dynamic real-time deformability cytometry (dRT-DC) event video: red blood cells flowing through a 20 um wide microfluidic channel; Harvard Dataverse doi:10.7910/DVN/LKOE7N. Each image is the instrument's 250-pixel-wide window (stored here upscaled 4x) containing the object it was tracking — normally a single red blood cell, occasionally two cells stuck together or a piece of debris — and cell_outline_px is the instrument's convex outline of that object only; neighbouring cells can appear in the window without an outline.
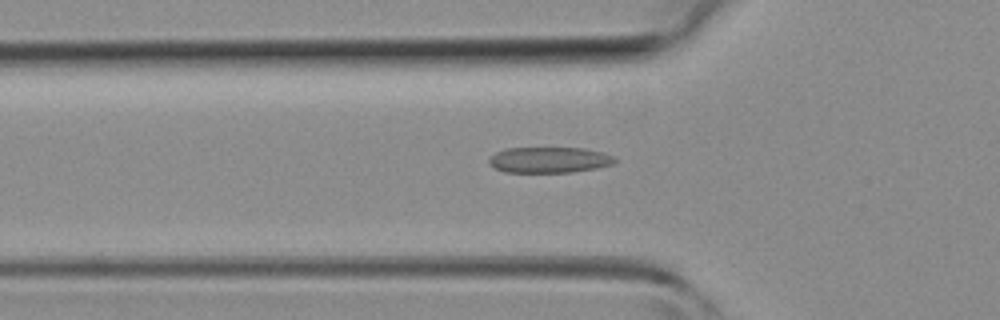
{"species": "common noctule bat (a hibernating species)", "species_latin": "Nyctalus noctula", "temperature_condition": "room temperature", "stored_images_in_passage": 38, "camera_frame_rate_fps": 3000, "um_per_image_px": 0.085, "animal": {"sex": "female", "body_mass_g": 19.3, "forearm_length_mm": 54.1}, "frame": {"image": 1, "passage_image": 14, "time_ms": 4.333, "image_size_px": [1000, 320], "cell_outline_px": [[616, 160], [612, 164], [596, 168], [572, 172], [504, 172], [492, 168], [488, 164], [488, 160], [496, 152], [504, 148], [584, 148], [616, 156]], "centroid_in_image_um": [46.64, 13.59], "position_along_channel_um": 79.2, "area_um2": 19.02}}
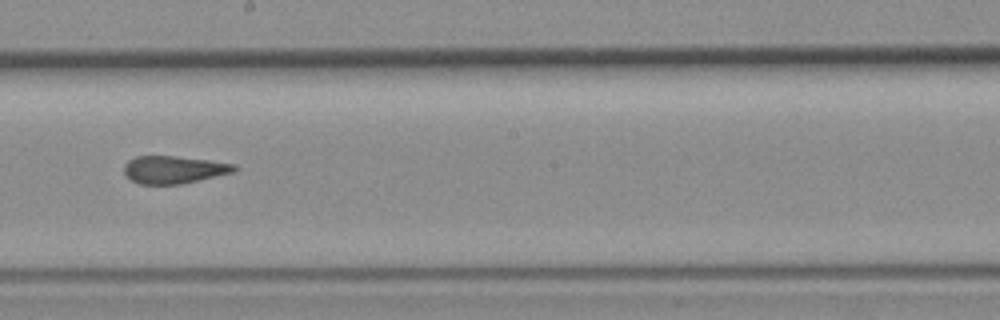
{"frame": {"image": 2, "passage_image": 24, "time_ms": 7.667, "image_size_px": [1000, 320], "cell_outline_px": [[240, 168], [236, 172], [180, 184], [140, 184], [132, 180], [124, 172], [124, 164], [128, 160], [136, 156], [176, 156], [208, 160], [236, 164]], "centroid_in_image_um": [14.82, 14.41], "position_along_channel_um": 233.4, "area_um2": 17.8}}
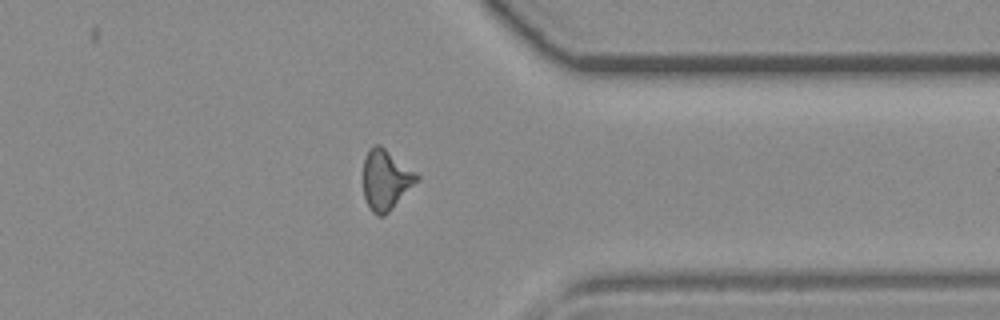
{"frame": {"image": 3, "passage_image": 34, "time_ms": 11.0, "image_size_px": [1000, 320], "cell_outline_px": [[420, 180], [384, 216], [376, 216], [368, 208], [364, 196], [364, 160], [372, 144], [380, 144], [416, 172], [420, 176]], "centroid_in_image_um": [32.81, 15.29], "position_along_channel_um": 378.6, "area_um2": 18.84}}